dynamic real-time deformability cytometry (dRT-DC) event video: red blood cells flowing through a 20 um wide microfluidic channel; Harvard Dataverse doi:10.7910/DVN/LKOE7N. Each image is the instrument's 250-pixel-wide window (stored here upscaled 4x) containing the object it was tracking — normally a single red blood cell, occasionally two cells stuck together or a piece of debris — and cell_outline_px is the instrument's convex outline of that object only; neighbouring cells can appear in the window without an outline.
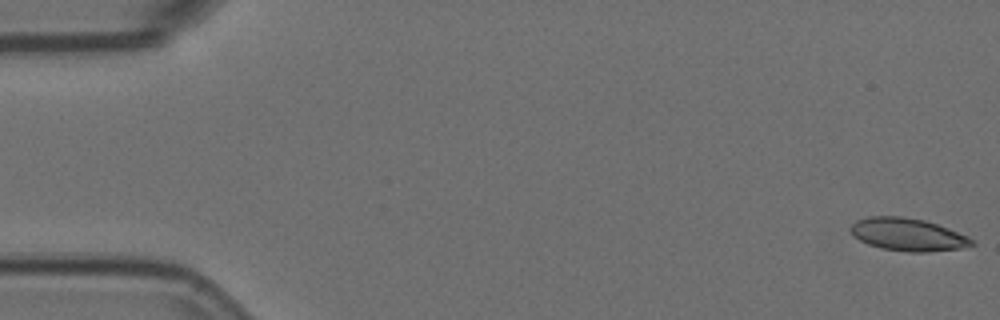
{"species": "Egyptian fruit bat (a non-hibernating species)", "species_latin": "Rousettus aegyptiacus", "temperature_condition": "room temperature", "stored_images_in_passage": 6, "camera_frame_rate_fps": 3000, "um_per_image_px": 0.085, "animal": {"sex": "female"}, "frame": {"image": 1, "passage_image": 1, "time_ms": 0.0, "image_size_px": [1000, 320], "cell_outline_px": [[976, 244], [960, 248], [928, 252], [908, 252], [880, 248], [868, 244], [852, 236], [848, 228], [856, 220], [868, 216], [904, 216], [924, 220], [948, 228], [968, 236]], "centroid_in_image_um": [77.12, 19.93], "position_along_channel_um": 7.9, "area_um2": 23.24}}
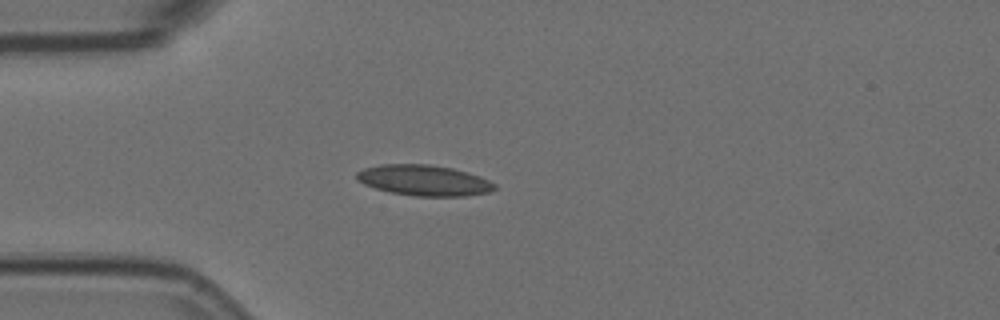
{"frame": {"image": 2, "passage_image": 5, "time_ms": 1.333, "image_size_px": [1000, 320], "cell_outline_px": [[496, 188], [488, 192], [464, 196], [416, 196], [392, 192], [376, 188], [364, 184], [356, 180], [356, 172], [364, 168], [380, 164], [428, 164], [452, 168], [468, 172], [480, 176], [496, 184]], "centroid_in_image_um": [36.03, 15.32], "position_along_channel_um": 49.0, "area_um2": 24.62}}